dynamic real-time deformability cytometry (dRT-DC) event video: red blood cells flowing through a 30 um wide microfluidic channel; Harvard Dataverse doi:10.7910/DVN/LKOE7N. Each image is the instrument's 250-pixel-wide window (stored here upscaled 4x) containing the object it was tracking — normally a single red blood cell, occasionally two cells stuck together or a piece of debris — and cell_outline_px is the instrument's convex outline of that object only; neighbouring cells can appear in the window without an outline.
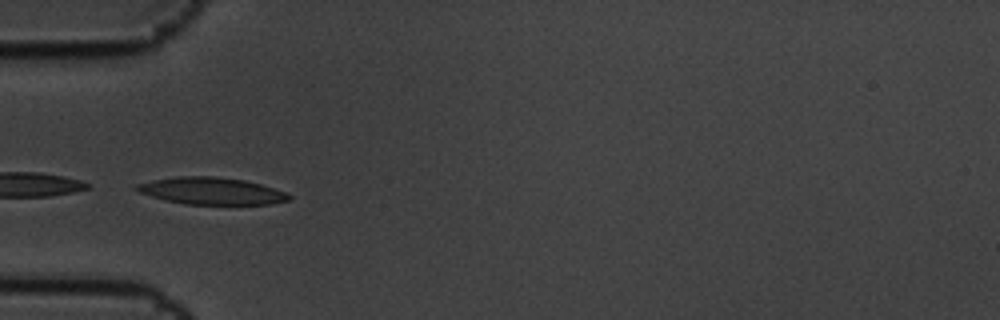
{"species": "common noctule bat (a hibernating species)", "species_latin": "Nyctalus noctula", "temperature_condition": "cold", "stored_images_in_passage": 7, "camera_frame_rate_fps": 3000, "um_per_image_px": 0.085, "animal": {"sex": "male", "body_mass_g": 19.5, "forearm_length_mm": 54.6}, "frame": {"image": 1, "passage_image": 6, "time_ms": 1.667, "image_size_px": [1000, 320], "cell_outline_px": [[292, 196], [288, 200], [272, 204], [184, 204], [164, 200], [140, 192], [132, 188], [136, 184], [152, 180], [176, 176], [216, 176], [244, 180], [260, 184], [288, 192]], "centroid_in_image_um": [17.97, 16.22], "position_along_channel_um": 67.0, "area_um2": 24.1}}